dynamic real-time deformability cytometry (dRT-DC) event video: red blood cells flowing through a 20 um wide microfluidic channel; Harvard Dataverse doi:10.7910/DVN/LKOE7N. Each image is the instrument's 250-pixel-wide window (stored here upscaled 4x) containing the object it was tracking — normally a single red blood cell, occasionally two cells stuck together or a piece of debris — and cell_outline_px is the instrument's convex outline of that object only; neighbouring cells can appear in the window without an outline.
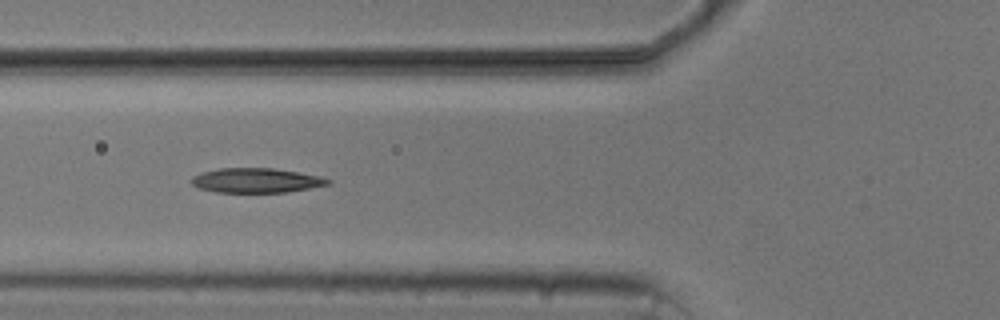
{"species": "common noctule bat (a hibernating species)", "species_latin": "Nyctalus noctula", "temperature_condition": "cold", "stored_images_in_passage": 8, "camera_frame_rate_fps": 3000, "um_per_image_px": 0.085, "animal": {"sex": "male", "body_mass_g": 20.5, "forearm_length_mm": 52.5}, "frame": {"image": 1, "passage_image": 6, "time_ms": 5.667, "image_size_px": [1000, 320], "cell_outline_px": [[332, 184], [288, 192], [216, 192], [196, 188], [192, 184], [192, 176], [204, 172], [220, 168], [272, 168], [320, 176], [332, 180]], "centroid_in_image_um": [21.79, 15.34], "position_along_channel_um": 104.0, "area_um2": 19.54}}
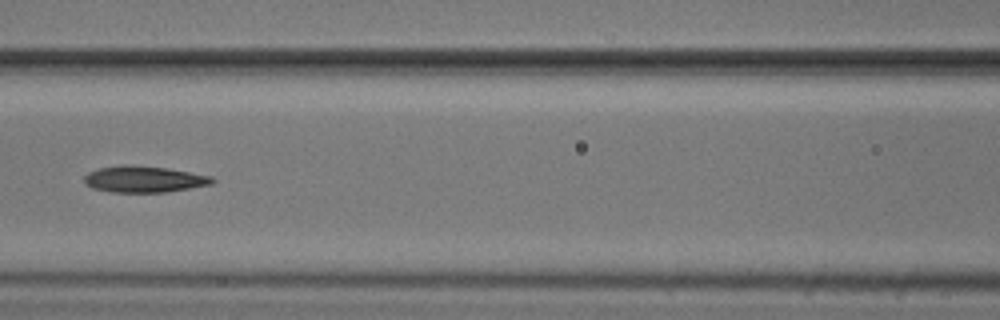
{"frame": {"image": 2, "passage_image": 7, "time_ms": 7.0, "image_size_px": [1000, 320], "cell_outline_px": [[216, 180], [212, 184], [168, 192], [112, 192], [92, 188], [84, 184], [84, 176], [88, 172], [100, 168], [168, 168], [212, 176]], "centroid_in_image_um": [12.3, 15.29], "position_along_channel_um": 154.3, "area_um2": 18.79}}
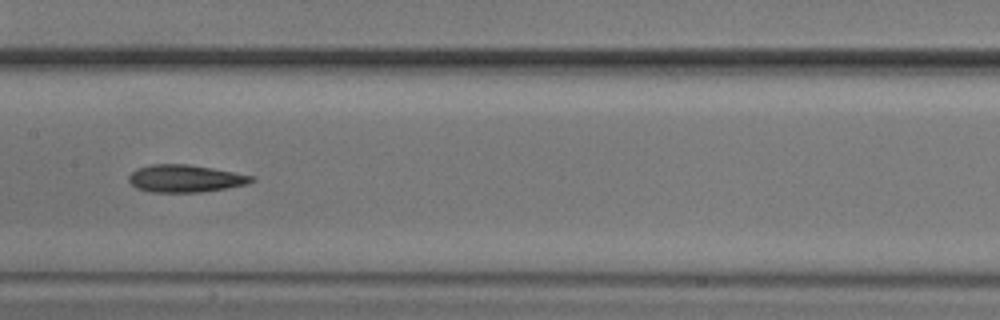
{"frame": {"image": 3, "passage_image": 8, "time_ms": 8.0, "image_size_px": [1000, 320], "cell_outline_px": [[256, 180], [248, 184], [228, 188], [200, 192], [148, 192], [136, 188], [128, 180], [128, 176], [136, 168], [152, 164], [188, 164], [212, 168], [256, 176]], "centroid_in_image_um": [15.76, 15.17], "position_along_channel_um": 191.6, "area_um2": 19.83}}